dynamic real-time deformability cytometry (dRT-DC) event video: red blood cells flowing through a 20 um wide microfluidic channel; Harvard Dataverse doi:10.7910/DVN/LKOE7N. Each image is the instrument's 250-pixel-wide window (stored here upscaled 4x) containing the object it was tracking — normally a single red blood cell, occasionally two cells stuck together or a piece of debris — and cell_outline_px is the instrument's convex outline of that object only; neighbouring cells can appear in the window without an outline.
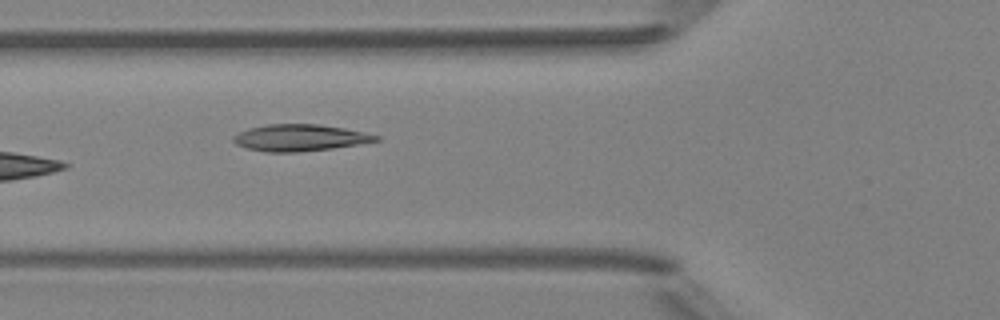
{"species": "Egyptian fruit bat (a non-hibernating species)", "species_latin": "Rousettus aegyptiacus", "temperature_condition": "room temperature", "stored_images_in_passage": 6, "camera_frame_rate_fps": 3000, "um_per_image_px": 0.085, "animal": {"sex": "female"}, "frame": {"image": 1, "passage_image": 6, "time_ms": 6.0, "image_size_px": [1000, 320], "cell_outline_px": [[380, 140], [332, 148], [296, 152], [264, 152], [248, 148], [236, 144], [232, 140], [232, 136], [248, 128], [268, 124], [320, 124], [344, 128], [364, 132], [380, 136]], "centroid_in_image_um": [25.46, 11.7], "position_along_channel_um": 100.3, "area_um2": 22.02}}